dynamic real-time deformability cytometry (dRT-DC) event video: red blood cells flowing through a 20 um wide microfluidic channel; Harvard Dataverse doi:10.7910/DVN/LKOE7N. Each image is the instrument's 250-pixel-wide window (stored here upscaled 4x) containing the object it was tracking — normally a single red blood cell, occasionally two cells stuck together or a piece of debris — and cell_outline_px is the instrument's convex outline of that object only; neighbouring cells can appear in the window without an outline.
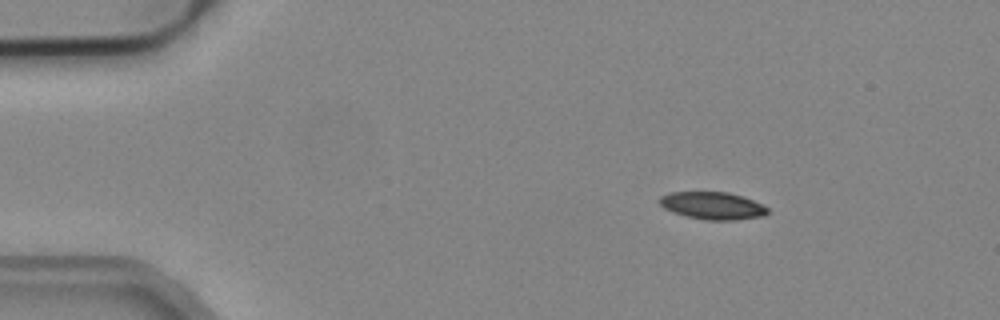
{"species": "common noctule bat (a hibernating species)", "species_latin": "Nyctalus noctula", "temperature_condition": "cold", "stored_images_in_passage": 3, "camera_frame_rate_fps": 3000, "um_per_image_px": 0.085, "animal": {"sex": "male", "body_mass_g": 19.2, "forearm_length_mm": 51.8}, "frame": {"image": 1, "passage_image": 1, "time_ms": 0.0, "image_size_px": [1000, 320], "cell_outline_px": [[768, 212], [764, 216], [736, 220], [704, 220], [672, 212], [664, 208], [656, 200], [660, 196], [668, 192], [728, 192], [744, 196], [768, 208]], "centroid_in_image_um": [60.53, 17.47], "position_along_channel_um": 24.5, "area_um2": 17.4}}